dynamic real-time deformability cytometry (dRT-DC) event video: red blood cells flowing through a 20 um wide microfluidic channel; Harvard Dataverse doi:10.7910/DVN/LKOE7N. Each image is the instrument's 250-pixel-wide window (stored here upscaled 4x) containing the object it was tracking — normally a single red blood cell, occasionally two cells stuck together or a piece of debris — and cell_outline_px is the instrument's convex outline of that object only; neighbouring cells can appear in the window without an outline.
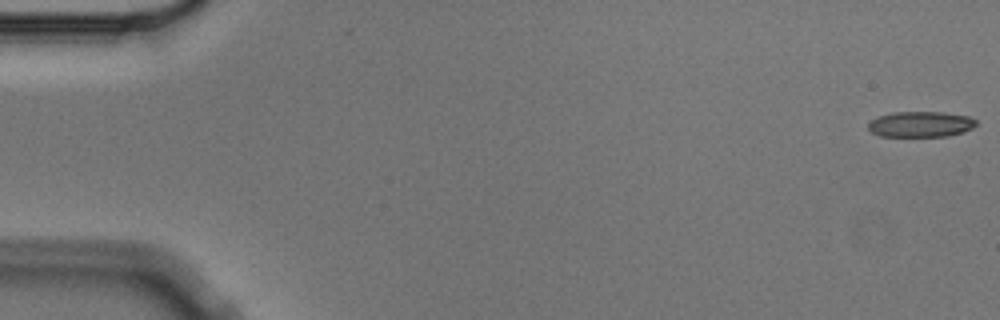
{"species": "Egyptian fruit bat (a non-hibernating species)", "species_latin": "Rousettus aegyptiacus", "temperature_condition": "cold", "stored_images_in_passage": 5, "camera_frame_rate_fps": 3000, "um_per_image_px": 0.085, "animal": {"sex": "male"}, "frame": {"image": 1, "passage_image": 1, "time_ms": 0.0, "image_size_px": [1000, 320], "cell_outline_px": [[976, 124], [972, 128], [964, 132], [948, 136], [880, 136], [872, 132], [868, 128], [868, 124], [872, 120], [880, 116], [892, 112], [944, 112], [972, 116], [976, 120]], "centroid_in_image_um": [78.3, 10.55], "position_along_channel_um": 6.7, "area_um2": 16.18}}
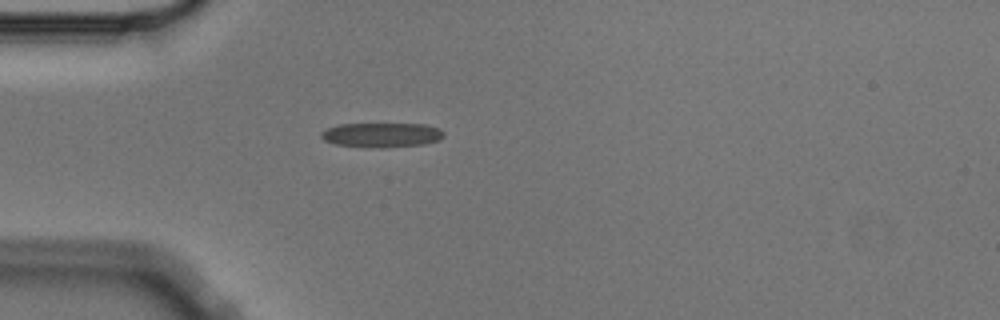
{"frame": {"image": 2, "passage_image": 5, "time_ms": 1.333, "image_size_px": [1000, 320], "cell_outline_px": [[444, 136], [440, 140], [424, 144], [380, 148], [364, 148], [336, 144], [324, 140], [320, 136], [320, 132], [328, 128], [340, 124], [424, 124], [440, 128], [444, 132]], "centroid_in_image_um": [32.45, 11.48], "position_along_channel_um": 52.5, "area_um2": 17.74}}